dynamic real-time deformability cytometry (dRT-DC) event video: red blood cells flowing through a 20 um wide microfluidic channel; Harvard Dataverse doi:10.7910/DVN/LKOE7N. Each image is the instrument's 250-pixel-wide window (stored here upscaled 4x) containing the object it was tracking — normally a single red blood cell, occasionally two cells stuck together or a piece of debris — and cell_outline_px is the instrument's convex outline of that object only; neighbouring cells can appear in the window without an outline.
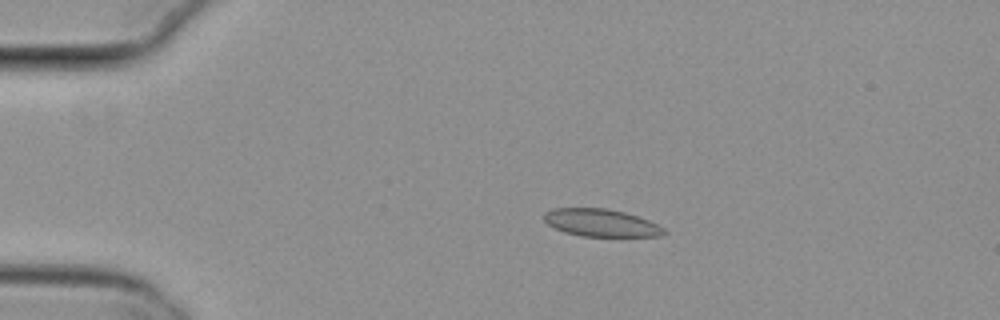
{"species": "common noctule bat (a hibernating species)", "species_latin": "Nyctalus noctula", "temperature_condition": "cold", "stored_images_in_passage": 5, "camera_frame_rate_fps": 3000, "um_per_image_px": 0.085, "animal": {"sex": "female", "body_mass_g": 29.2, "forearm_length_mm": 56.3}, "frame": {"image": 1, "passage_image": 4, "time_ms": 1.0, "image_size_px": [1000, 320], "cell_outline_px": [[668, 232], [660, 236], [580, 236], [564, 232], [548, 224], [544, 220], [544, 212], [552, 208], [608, 208], [624, 212], [648, 220], [664, 228]], "centroid_in_image_um": [51.07, 18.93], "position_along_channel_um": 33.9, "area_um2": 19.19}}